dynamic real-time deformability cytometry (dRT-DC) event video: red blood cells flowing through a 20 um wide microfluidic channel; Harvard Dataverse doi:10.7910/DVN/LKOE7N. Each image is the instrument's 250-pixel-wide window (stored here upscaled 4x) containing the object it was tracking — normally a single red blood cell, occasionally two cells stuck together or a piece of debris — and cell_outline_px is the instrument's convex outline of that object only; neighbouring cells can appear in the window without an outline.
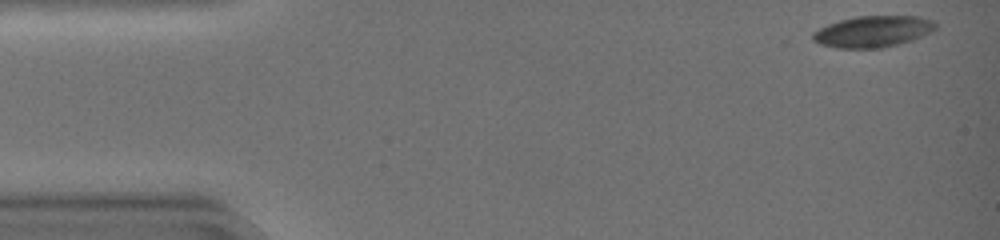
{"species": "common noctule bat (a hibernating species)", "species_latin": "Nyctalus noctula", "temperature_condition": "warm", "stored_images_in_passage": 42, "camera_frame_rate_fps": 3000, "um_per_image_px": 0.085, "animal": {"sex": "female", "body_mass_g": 19.0, "forearm_length_mm": 51.5}, "frame": {"image": 1, "passage_image": 1, "time_ms": 0.0, "image_size_px": [1000, 240], "cell_outline_px": [[936, 28], [932, 32], [912, 40], [880, 48], [836, 48], [820, 44], [812, 40], [812, 32], [828, 24], [840, 20], [856, 16], [920, 16], [932, 20], [936, 24]], "centroid_in_image_um": [74.19, 2.67], "position_along_channel_um": 10.8, "area_um2": 22.43}}
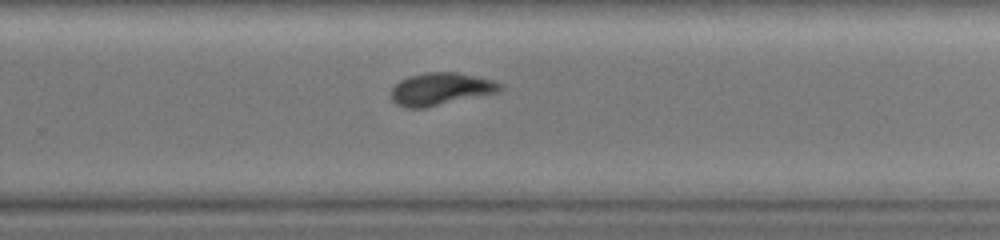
{"frame": {"image": 2, "passage_image": 29, "time_ms": 9.333, "image_size_px": [1000, 240], "cell_outline_px": [[504, 84], [496, 92], [424, 108], [408, 108], [396, 104], [392, 100], [392, 88], [400, 80], [412, 76], [428, 72], [452, 72], [476, 76], [492, 80]], "centroid_in_image_um": [37.43, 7.56], "position_along_channel_um": 292.4, "area_um2": 20.11}}
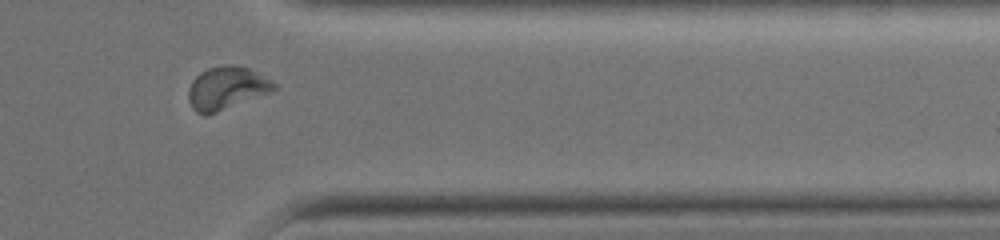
{"frame": {"image": 3, "passage_image": 36, "time_ms": 11.667, "image_size_px": [1000, 240], "cell_outline_px": [[276, 88], [272, 92], [216, 112], [204, 116], [196, 112], [192, 108], [188, 100], [188, 88], [192, 80], [200, 72], [208, 68], [224, 64], [232, 64], [248, 68], [272, 80], [276, 84]], "centroid_in_image_um": [19.24, 7.48], "position_along_channel_um": 392.2, "area_um2": 21.5}, "authors_computed_cell_mechanics": {"area_um2": 21.964, "velocity_mm_per_s": 4.286, "shape_relaxation_time_tau1_ms": 4.3388, "shape_relaxation_time_tau2_ms": 5.4185, "deformation_change_tau1": 0.1348, "deformation_change_tau2": 0.1253}}